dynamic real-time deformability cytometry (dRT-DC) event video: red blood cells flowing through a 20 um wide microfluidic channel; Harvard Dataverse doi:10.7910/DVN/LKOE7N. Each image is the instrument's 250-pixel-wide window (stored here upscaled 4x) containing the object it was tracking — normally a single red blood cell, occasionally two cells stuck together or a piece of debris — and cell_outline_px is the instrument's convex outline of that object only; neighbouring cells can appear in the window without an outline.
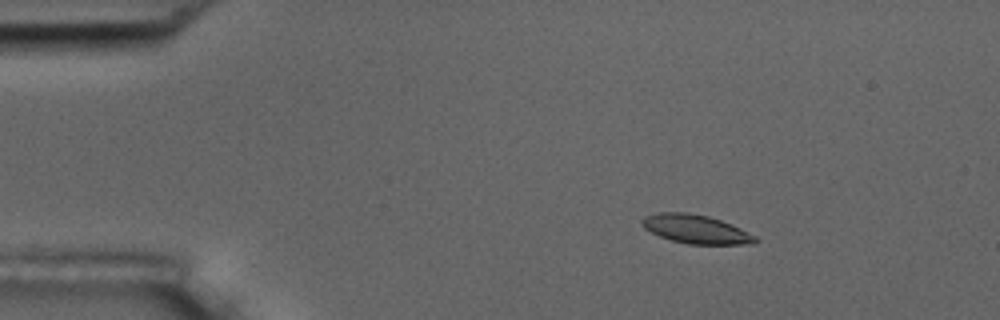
{"species": "common noctule bat (a hibernating species)", "species_latin": "Nyctalus noctula", "temperature_condition": "room temperature", "stored_images_in_passage": 9, "camera_frame_rate_fps": 3000, "um_per_image_px": 0.085, "animal": {"sex": "male", "body_mass_g": 17.5, "forearm_length_mm": 52.3}, "frame": {"image": 1, "passage_image": 2, "time_ms": 0.333, "image_size_px": [1000, 320], "cell_outline_px": [[760, 240], [756, 244], [688, 244], [672, 240], [660, 236], [644, 228], [640, 224], [640, 220], [644, 216], [656, 212], [688, 212], [708, 216], [732, 224], [756, 236]], "centroid_in_image_um": [59.15, 19.47], "position_along_channel_um": 25.9, "area_um2": 19.13}}
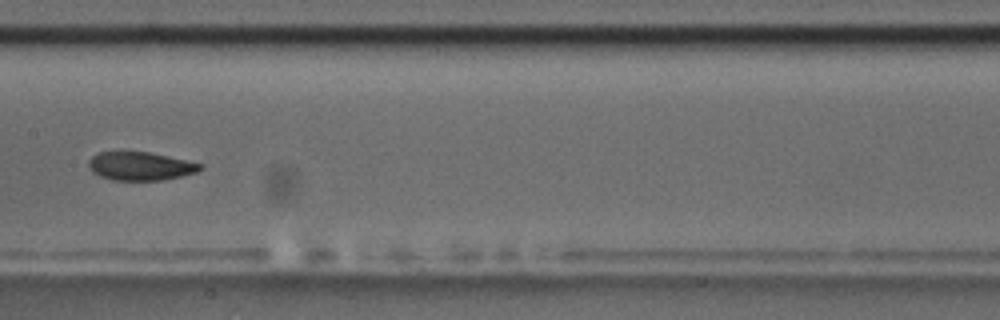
{"frame": {"image": 2, "passage_image": 8, "time_ms": 2.333, "image_size_px": [1000, 320], "cell_outline_px": [[204, 168], [196, 172], [180, 176], [160, 180], [112, 180], [100, 176], [92, 172], [88, 164], [88, 160], [92, 156], [100, 152], [120, 148], [148, 152], [168, 156], [204, 164]], "centroid_in_image_um": [11.88, 14.07], "position_along_channel_um": 195.5, "area_um2": 19.07}}
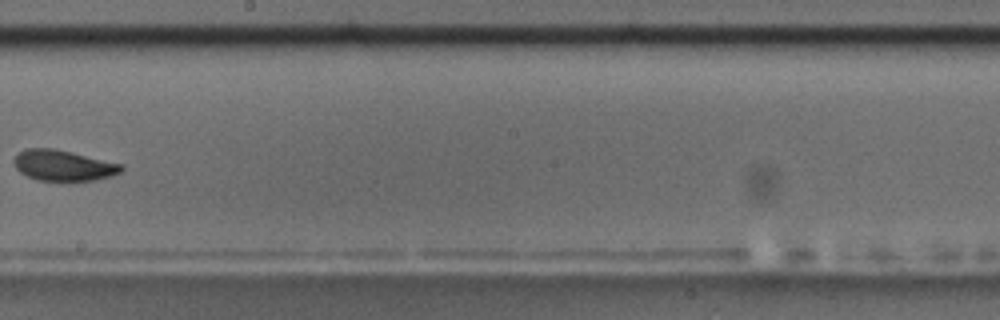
{"frame": {"image": 3, "passage_image": 9, "time_ms": 2.667, "image_size_px": [1000, 320], "cell_outline_px": [[124, 168], [120, 172], [112, 176], [72, 184], [36, 180], [20, 172], [12, 164], [12, 160], [24, 148], [52, 148], [72, 152], [124, 164]], "centroid_in_image_um": [5.39, 14.1], "position_along_channel_um": 242.8, "area_um2": 20.06}}